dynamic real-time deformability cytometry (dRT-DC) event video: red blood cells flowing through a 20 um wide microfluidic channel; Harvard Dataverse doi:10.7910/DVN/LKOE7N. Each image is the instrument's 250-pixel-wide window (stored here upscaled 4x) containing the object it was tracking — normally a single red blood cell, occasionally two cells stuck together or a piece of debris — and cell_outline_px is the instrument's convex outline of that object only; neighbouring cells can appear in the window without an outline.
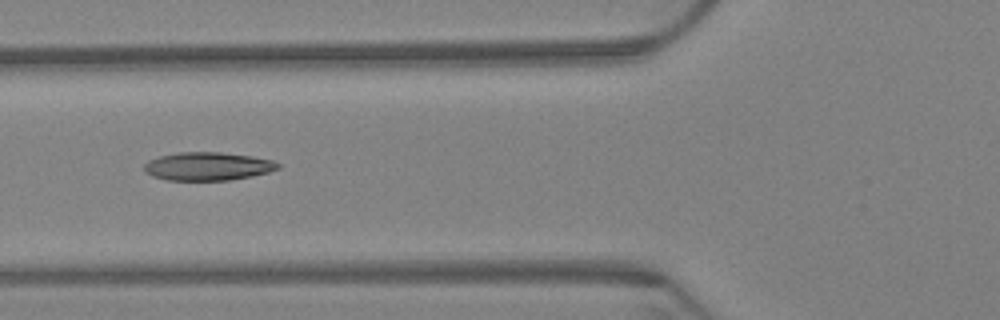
{"species": "Egyptian fruit bat (a non-hibernating species)", "species_latin": "Rousettus aegyptiacus", "temperature_condition": "warm", "stored_images_in_passage": 10, "camera_frame_rate_fps": 3000, "um_per_image_px": 0.085, "animal": {"sex": "female"}, "frame": {"image": 1, "passage_image": 6, "time_ms": 1.667, "image_size_px": [1000, 320], "cell_outline_px": [[280, 168], [268, 172], [252, 176], [228, 180], [168, 180], [152, 176], [144, 172], [144, 164], [148, 160], [160, 156], [180, 152], [220, 152], [252, 156], [272, 160], [280, 164]], "centroid_in_image_um": [17.65, 14.13], "position_along_channel_um": 108.2, "area_um2": 22.02}}
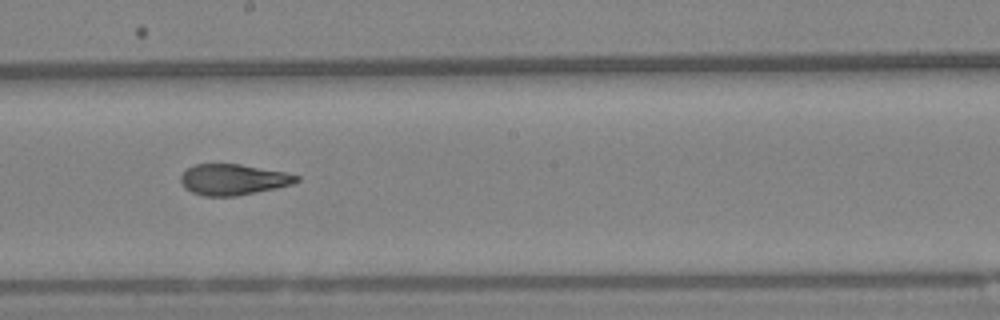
{"frame": {"image": 2, "passage_image": 9, "time_ms": 2.667, "image_size_px": [1000, 320], "cell_outline_px": [[300, 180], [292, 184], [276, 188], [236, 196], [204, 196], [192, 192], [184, 188], [180, 180], [180, 176], [188, 168], [196, 164], [240, 164], [284, 172], [300, 176]], "centroid_in_image_um": [19.81, 15.26], "position_along_channel_um": 228.4, "area_um2": 20.75}}
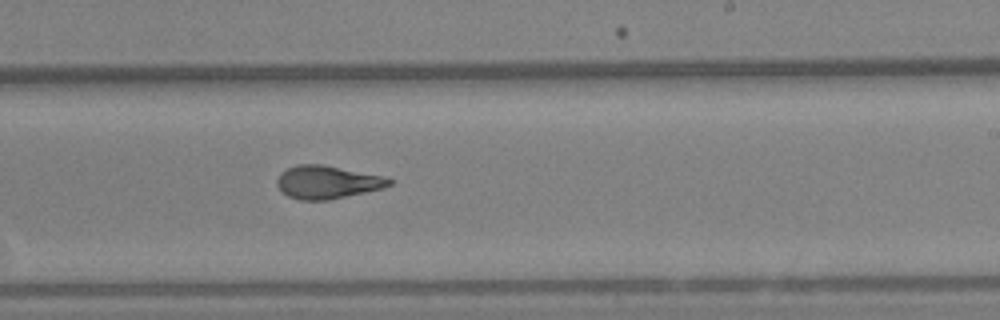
{"frame": {"image": 3, "passage_image": 10, "time_ms": 3.0, "image_size_px": [1000, 320], "cell_outline_px": [[392, 184], [384, 188], [328, 200], [300, 200], [288, 196], [280, 192], [276, 184], [276, 180], [280, 172], [296, 164], [324, 164], [384, 176], [392, 180]], "centroid_in_image_um": [27.78, 15.48], "position_along_channel_um": 261.2, "area_um2": 21.85}}